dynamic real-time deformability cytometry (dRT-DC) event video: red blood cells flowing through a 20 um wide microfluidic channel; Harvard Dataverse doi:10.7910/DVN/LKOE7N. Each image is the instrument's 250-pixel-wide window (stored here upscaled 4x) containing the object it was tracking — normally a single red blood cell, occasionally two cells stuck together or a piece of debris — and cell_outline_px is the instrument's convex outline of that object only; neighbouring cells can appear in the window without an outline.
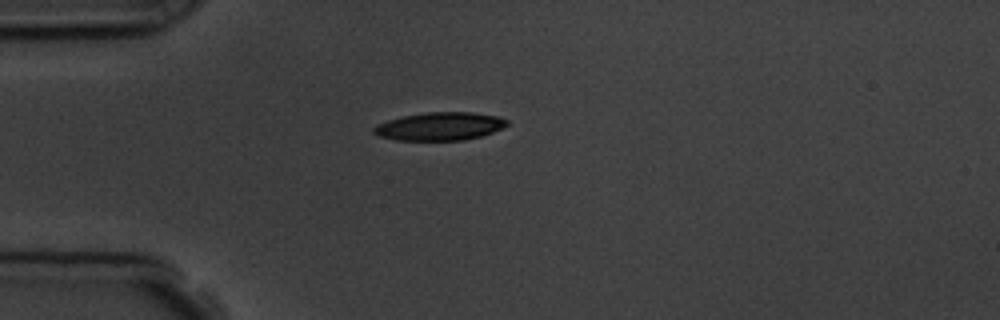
{"species": "common noctule bat (a hibernating species)", "species_latin": "Nyctalus noctula", "temperature_condition": "room temperature", "stored_images_in_passage": 2, "camera_frame_rate_fps": 3000, "um_per_image_px": 0.085, "animal": {"sex": "male", "body_mass_g": 19.5, "forearm_length_mm": 54.6}, "frame": {"image": 1, "passage_image": 1, "time_ms": 0.0, "image_size_px": [1000, 320], "cell_outline_px": [[508, 124], [492, 132], [480, 136], [464, 140], [396, 140], [380, 136], [372, 132], [372, 128], [376, 124], [388, 120], [404, 116], [428, 112], [472, 112], [496, 116], [508, 120]], "centroid_in_image_um": [37.35, 10.74], "position_along_channel_um": 47.7, "area_um2": 21.62}}